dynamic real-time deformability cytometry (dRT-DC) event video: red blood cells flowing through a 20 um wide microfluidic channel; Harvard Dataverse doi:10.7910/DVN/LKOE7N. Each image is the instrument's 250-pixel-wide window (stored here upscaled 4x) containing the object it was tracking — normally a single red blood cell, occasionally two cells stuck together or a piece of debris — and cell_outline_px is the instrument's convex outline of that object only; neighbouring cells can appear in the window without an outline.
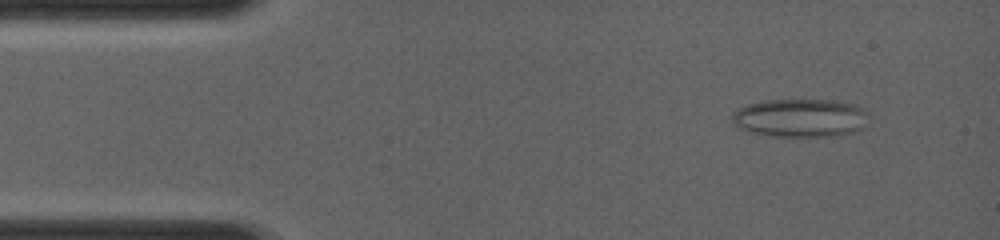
{"species": "common noctule bat (a hibernating species)", "species_latin": "Nyctalus noctula", "temperature_condition": "room temperature", "stored_images_in_passage": 51, "camera_frame_rate_fps": 4000, "um_per_image_px": 0.085, "animal": {"sex": "female", "body_mass_g": 19.0, "forearm_length_mm": 56.7}, "frame": {"image": 1, "passage_image": 5, "time_ms": 1.0, "image_size_px": [1000, 240], "cell_outline_px": [[864, 112], [856, 132], [836, 136], [772, 136], [752, 132], [740, 128], [732, 124], [732, 116], [736, 108], [748, 104], [764, 100], [832, 100], [856, 104]], "centroid_in_image_um": [67.9, 10.02], "position_along_channel_um": 17.1, "area_um2": 29.94}}
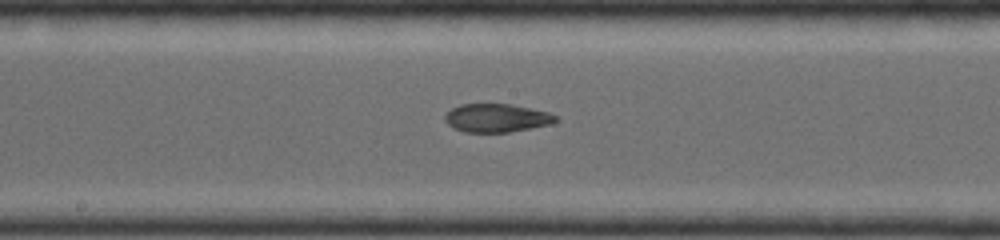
{"frame": {"image": 2, "passage_image": 27, "time_ms": 6.5, "image_size_px": [1000, 240], "cell_outline_px": [[556, 120], [548, 124], [532, 128], [508, 132], [464, 132], [452, 128], [444, 120], [444, 116], [452, 108], [460, 104], [508, 104], [548, 112], [556, 116]], "centroid_in_image_um": [42.14, 10.03], "position_along_channel_um": 206.1, "area_um2": 18.09}}
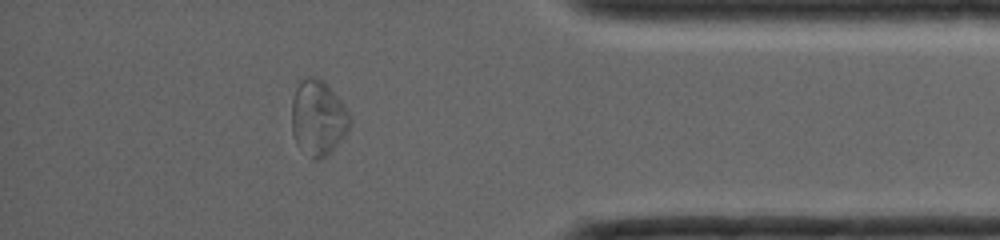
{"frame": {"image": 3, "passage_image": 45, "time_ms": 11.0, "image_size_px": [1000, 240], "cell_outline_px": [[352, 120], [344, 136], [320, 160], [312, 160], [296, 144], [292, 132], [292, 100], [296, 88], [300, 80], [304, 76], [312, 76], [324, 80], [344, 104]], "centroid_in_image_um": [27.01, 9.99], "position_along_channel_um": 408.2, "area_um2": 25.55}}